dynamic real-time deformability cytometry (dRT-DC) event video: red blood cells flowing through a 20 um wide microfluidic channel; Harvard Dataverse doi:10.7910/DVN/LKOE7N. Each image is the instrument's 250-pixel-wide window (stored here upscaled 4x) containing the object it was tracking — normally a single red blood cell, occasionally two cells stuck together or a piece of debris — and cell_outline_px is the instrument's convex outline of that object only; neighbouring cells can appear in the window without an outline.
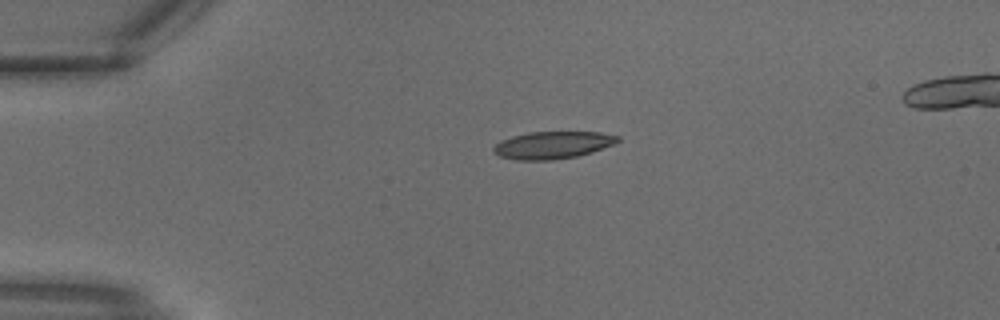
{"species": "common noctule bat (a hibernating species)", "species_latin": "Nyctalus noctula", "temperature_condition": "warm", "stored_images_in_passage": 9, "camera_frame_rate_fps": 3000, "um_per_image_px": 0.085, "animal": {"sex": "male", "body_mass_g": 18.8}, "frame": {"image": 1, "passage_image": 1, "time_ms": 0.0, "image_size_px": [1000, 320], "cell_outline_px": [[620, 140], [612, 144], [592, 152], [576, 156], [552, 160], [516, 160], [500, 156], [492, 152], [492, 148], [500, 140], [512, 136], [528, 132], [600, 132], [620, 136]], "centroid_in_image_um": [46.94, 12.33], "position_along_channel_um": 38.1, "area_um2": 19.77}}